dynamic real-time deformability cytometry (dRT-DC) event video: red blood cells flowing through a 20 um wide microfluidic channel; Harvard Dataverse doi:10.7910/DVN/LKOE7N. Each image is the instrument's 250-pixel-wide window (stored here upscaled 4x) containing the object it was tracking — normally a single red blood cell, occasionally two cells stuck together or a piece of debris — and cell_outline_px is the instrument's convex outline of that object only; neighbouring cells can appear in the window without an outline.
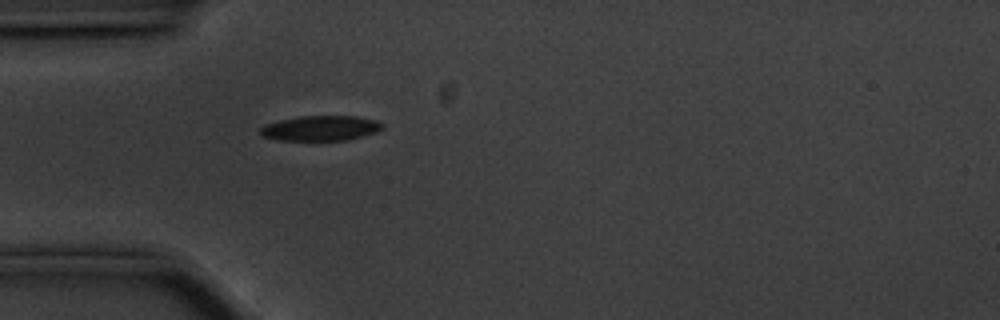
{"species": "common noctule bat (a hibernating species)", "species_latin": "Nyctalus noctula", "temperature_condition": "cold", "stored_images_in_passage": 36, "camera_frame_rate_fps": 3000, "um_per_image_px": 0.085, "animal": {"sex": "male", "body_mass_g": 20.1, "forearm_length_mm": 53.5}, "frame": {"image": 1, "passage_image": 2, "time_ms": 0.333, "image_size_px": [1000, 320], "cell_outline_px": [[384, 128], [376, 132], [364, 136], [348, 140], [276, 140], [260, 136], [260, 128], [264, 124], [280, 120], [300, 116], [356, 116], [376, 120], [384, 124]], "centroid_in_image_um": [27.25, 10.9], "position_along_channel_um": 57.7, "area_um2": 18.03}}
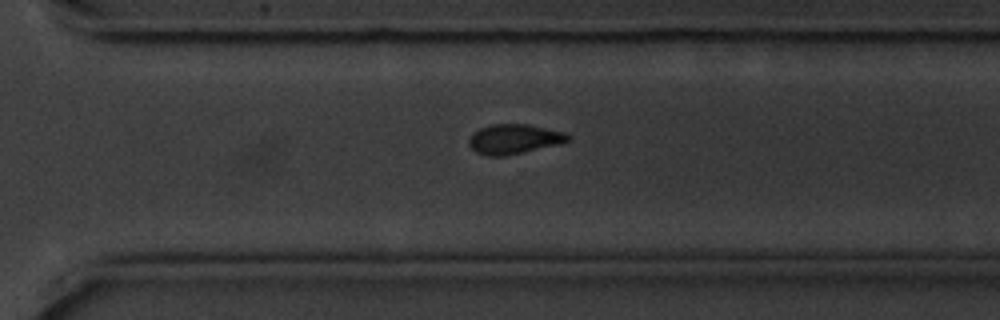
{"frame": {"image": 2, "passage_image": 25, "time_ms": 8.0, "image_size_px": [1000, 320], "cell_outline_px": [[572, 136], [564, 144], [500, 156], [488, 156], [476, 152], [468, 144], [468, 140], [480, 128], [492, 124], [528, 124], [564, 132]], "centroid_in_image_um": [43.74, 11.82], "position_along_channel_um": 326.9, "area_um2": 17.05}}
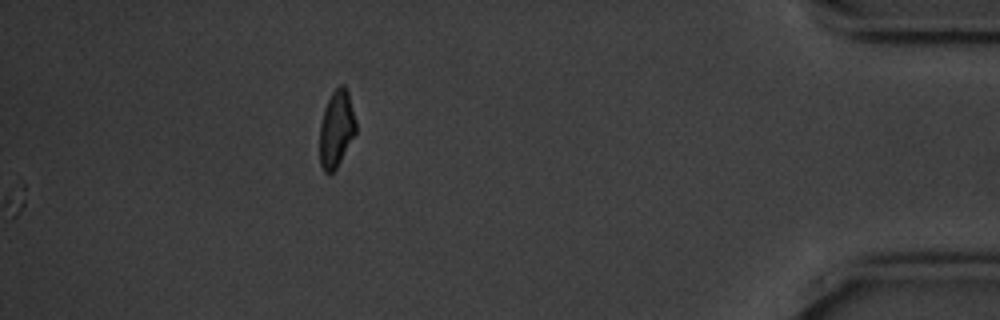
{"frame": {"image": 3, "passage_image": 36, "time_ms": 11.667, "image_size_px": [1000, 320], "cell_outline_px": [[356, 132], [336, 168], [328, 176], [324, 172], [320, 164], [320, 124], [324, 108], [332, 92], [340, 84], [344, 84], [348, 92], [356, 120]], "centroid_in_image_um": [28.59, 10.95], "position_along_channel_um": 406.6, "area_um2": 16.18}, "authors_computed_cell_mechanics": {"area_um2": 17.9469, "velocity_mm_per_s": 3.5488, "shape_relaxation_time_tau1_ms": 2.1467, "shape_relaxation_time_tau2_ms": null, "deformation_change_tau1": 0.1055, "deformation_change_tau2": null}}